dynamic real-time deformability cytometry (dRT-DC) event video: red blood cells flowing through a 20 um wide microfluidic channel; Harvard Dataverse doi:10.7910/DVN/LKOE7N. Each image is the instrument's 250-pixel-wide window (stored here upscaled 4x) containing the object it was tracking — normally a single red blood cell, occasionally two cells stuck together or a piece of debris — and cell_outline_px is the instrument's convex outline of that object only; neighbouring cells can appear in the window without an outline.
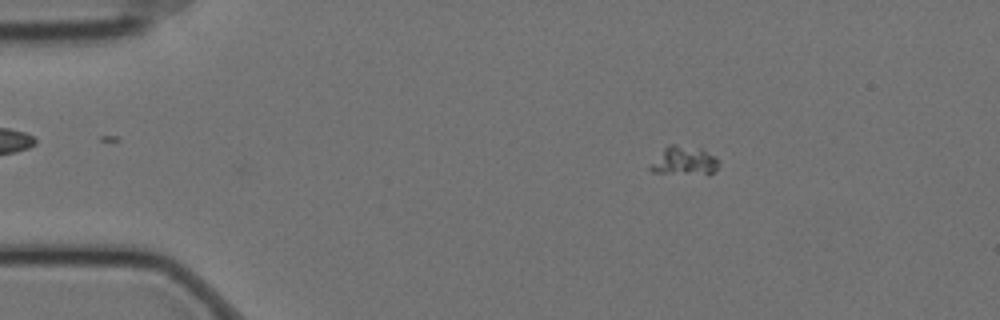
{"species": "Egyptian fruit bat (a non-hibernating species)", "species_latin": "Rousettus aegyptiacus", "temperature_condition": "cold", "stored_images_in_passage": 2, "camera_frame_rate_fps": 3000, "um_per_image_px": 0.085, "animal": {"sex": "female"}, "frame": {"image": 1, "passage_image": 2, "time_ms": 0.333, "image_size_px": [1000, 320], "cell_outline_px": [[720, 164], [708, 176], [652, 172], [648, 168], [664, 148], [668, 144], [676, 144], [700, 148], [716, 156], [720, 160]], "centroid_in_image_um": [58.21, 13.69], "position_along_channel_um": 26.8, "area_um2": 11.79}}